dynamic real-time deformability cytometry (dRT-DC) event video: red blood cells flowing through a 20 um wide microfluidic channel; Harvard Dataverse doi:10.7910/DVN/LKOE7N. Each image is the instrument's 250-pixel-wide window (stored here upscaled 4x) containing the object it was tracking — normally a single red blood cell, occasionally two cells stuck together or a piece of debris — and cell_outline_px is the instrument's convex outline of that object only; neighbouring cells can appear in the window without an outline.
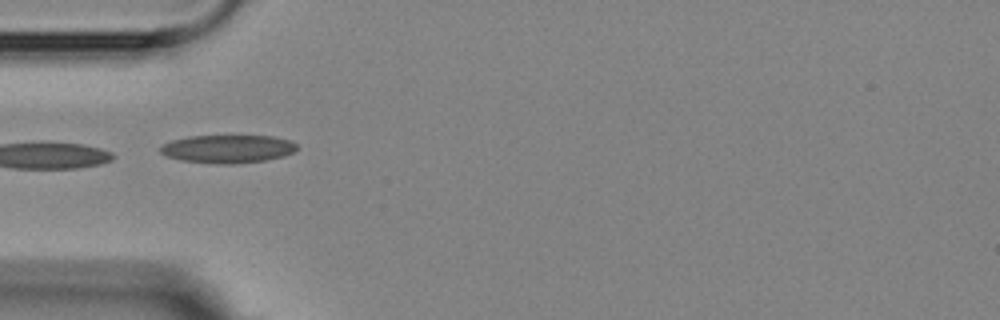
{"species": "Egyptian fruit bat (a non-hibernating species)", "species_latin": "Rousettus aegyptiacus", "temperature_condition": "room temperature", "stored_images_in_passage": 6, "camera_frame_rate_fps": 3000, "um_per_image_px": 0.085, "animal": {"sex": "female"}, "frame": {"image": 1, "passage_image": 5, "time_ms": 4.333, "image_size_px": [1000, 320], "cell_outline_px": [[296, 148], [292, 152], [284, 156], [264, 160], [232, 164], [220, 164], [180, 160], [164, 156], [160, 152], [160, 148], [164, 144], [172, 140], [188, 136], [272, 136], [292, 140], [296, 144]], "centroid_in_image_um": [19.34, 12.65], "position_along_channel_um": 65.7, "area_um2": 22.31}}
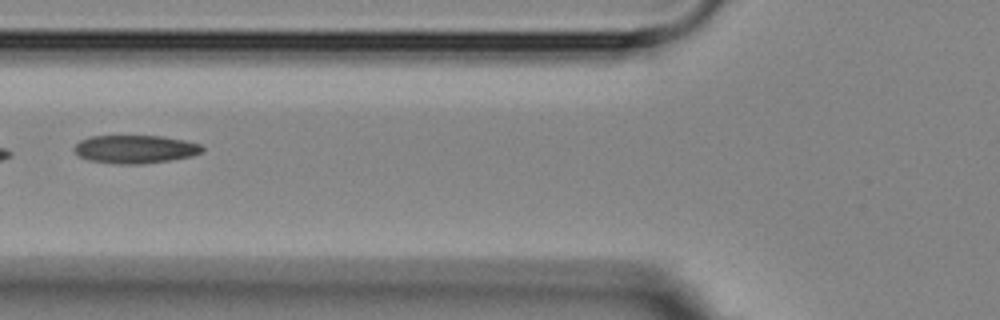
{"frame": {"image": 2, "passage_image": 6, "time_ms": 5.667, "image_size_px": [1000, 320], "cell_outline_px": [[204, 152], [192, 156], [168, 160], [140, 164], [120, 164], [88, 160], [80, 156], [72, 148], [80, 140], [92, 136], [164, 136], [184, 140], [200, 144], [204, 148]], "centroid_in_image_um": [11.51, 12.67], "position_along_channel_um": 114.3, "area_um2": 20.98}}